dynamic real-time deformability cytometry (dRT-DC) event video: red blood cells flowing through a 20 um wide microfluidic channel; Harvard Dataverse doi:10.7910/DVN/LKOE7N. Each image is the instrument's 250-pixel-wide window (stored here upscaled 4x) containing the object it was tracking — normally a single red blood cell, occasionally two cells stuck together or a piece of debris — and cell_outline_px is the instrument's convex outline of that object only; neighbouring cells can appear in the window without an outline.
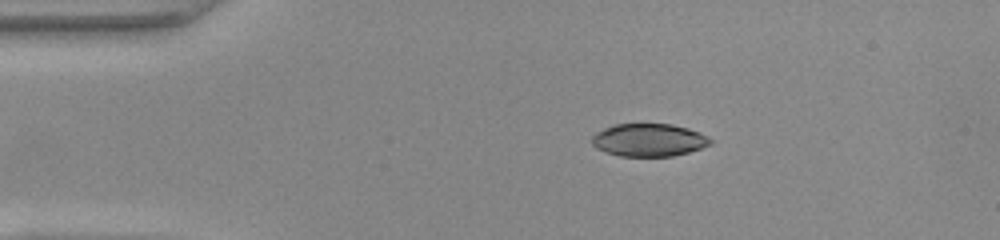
{"species": "common noctule bat (a hibernating species)", "species_latin": "Nyctalus noctula", "temperature_condition": "warm", "stored_images_in_passage": 43, "camera_frame_rate_fps": 3000, "um_per_image_px": 0.085, "animal": {"sex": "female", "body_mass_g": 22.0, "forearm_length_mm": 56.7}, "frame": {"image": 1, "passage_image": 1, "time_ms": 0.0, "image_size_px": [1000, 240], "cell_outline_px": [[712, 144], [688, 152], [672, 156], [620, 156], [596, 148], [592, 144], [592, 136], [596, 132], [604, 128], [616, 124], [672, 124], [688, 128], [700, 132], [708, 136], [712, 140]], "centroid_in_image_um": [55.17, 11.89], "position_along_channel_um": 29.8, "area_um2": 22.6}}
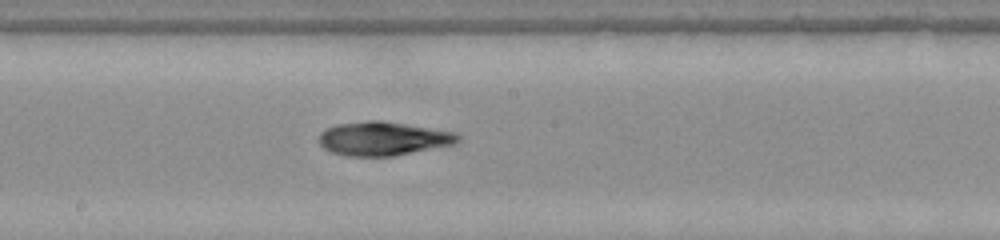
{"frame": {"image": 2, "passage_image": 19, "time_ms": 6.0, "image_size_px": [1000, 240], "cell_outline_px": [[460, 140], [456, 144], [392, 156], [348, 156], [332, 152], [324, 148], [320, 144], [320, 132], [324, 128], [336, 124], [368, 120], [380, 120], [456, 132], [460, 136]], "centroid_in_image_um": [32.57, 11.77], "position_along_channel_um": 215.6, "area_um2": 27.4}}
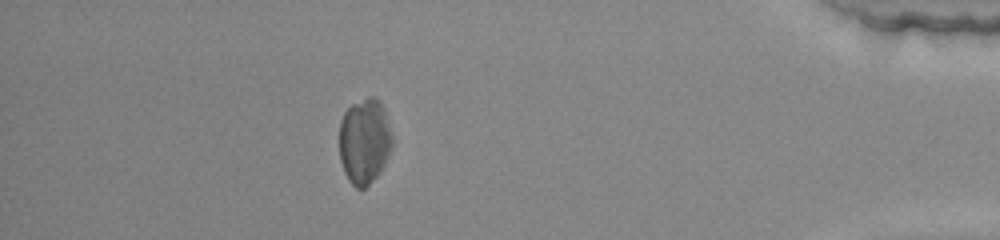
{"frame": {"image": 3, "passage_image": 37, "time_ms": 12.0, "image_size_px": [1000, 240], "cell_outline_px": [[392, 144], [384, 164], [380, 172], [364, 188], [356, 188], [348, 180], [344, 172], [340, 160], [340, 120], [344, 112], [352, 104], [368, 96], [376, 96], [380, 100], [384, 108], [392, 136]], "centroid_in_image_um": [30.97, 11.97], "position_along_channel_um": 404.2, "area_um2": 26.36}, "authors_computed_cell_mechanics": {"area_um2": 26.877, "velocity_mm_per_s": 3.9491, "shape_relaxation_time_tau1_ms": 8.5231, "shape_relaxation_time_tau2_ms": 4.2561, "deformation_change_tau1": 0.2037, "deformation_change_tau2": 0.1069}}